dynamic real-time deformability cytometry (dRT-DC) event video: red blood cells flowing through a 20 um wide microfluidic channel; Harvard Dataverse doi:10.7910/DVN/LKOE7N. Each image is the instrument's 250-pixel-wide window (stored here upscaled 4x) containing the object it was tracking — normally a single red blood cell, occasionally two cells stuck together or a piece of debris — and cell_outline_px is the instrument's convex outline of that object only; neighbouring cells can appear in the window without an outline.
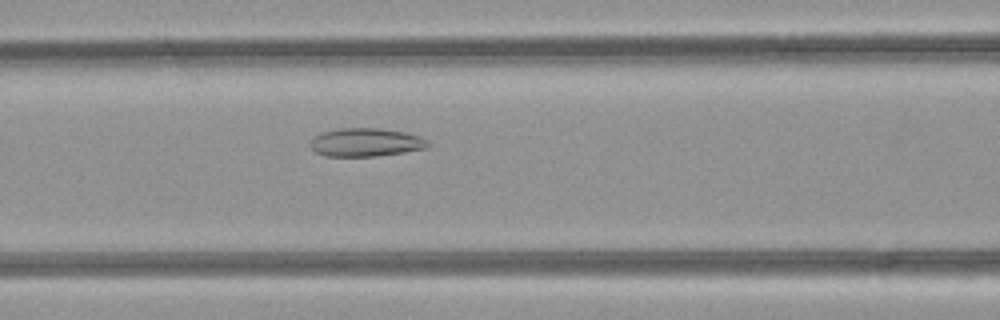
{"species": "common noctule bat (a hibernating species)", "species_latin": "Nyctalus noctula", "temperature_condition": "room temperature", "stored_images_in_passage": 48, "camera_frame_rate_fps": 3000, "um_per_image_px": 0.085, "animal": {"sex": "female", "body_mass_g": 21.9}, "frame": {"image": 1, "passage_image": 19, "time_ms": 6.0, "image_size_px": [1000, 320], "cell_outline_px": [[432, 144], [428, 148], [404, 152], [376, 156], [324, 156], [316, 152], [312, 148], [312, 140], [316, 136], [324, 132], [336, 128], [380, 128], [404, 132], [420, 136], [428, 140]], "centroid_in_image_um": [31.16, 12.1], "position_along_channel_um": 135.4, "area_um2": 19.42}}
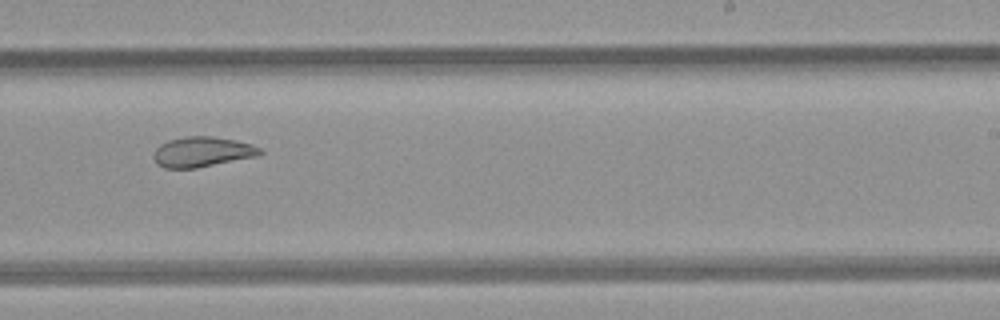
{"frame": {"image": 2, "passage_image": 29, "time_ms": 9.333, "image_size_px": [1000, 320], "cell_outline_px": [[264, 152], [260, 156], [196, 168], [164, 168], [156, 164], [156, 148], [160, 144], [168, 140], [184, 136], [212, 136], [236, 140], [252, 144], [260, 148]], "centroid_in_image_um": [17.25, 12.9], "position_along_channel_um": 271.8, "area_um2": 18.79}}
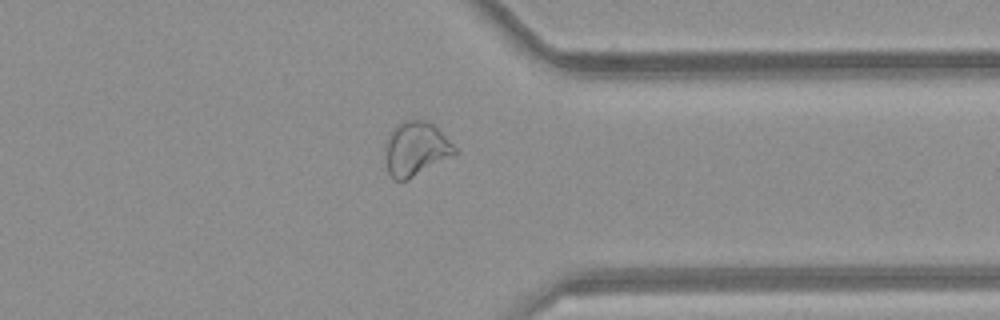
{"frame": {"image": 3, "passage_image": 37, "time_ms": 12.0, "image_size_px": [1000, 320], "cell_outline_px": [[456, 156], [408, 180], [392, 180], [388, 172], [384, 144], [392, 128], [396, 124], [404, 120], [428, 120], [456, 148]], "centroid_in_image_um": [35.33, 12.68], "position_along_channel_um": 376.1, "area_um2": 22.25}, "authors_computed_cell_mechanics": {"area_um2": 23.4668, "velocity_mm_per_s": 4.0962, "shape_relaxation_time_tau1_ms": null, "shape_relaxation_time_tau2_ms": 1.6216, "deformation_change_tau1": null, "deformation_change_tau2": 0.089}}